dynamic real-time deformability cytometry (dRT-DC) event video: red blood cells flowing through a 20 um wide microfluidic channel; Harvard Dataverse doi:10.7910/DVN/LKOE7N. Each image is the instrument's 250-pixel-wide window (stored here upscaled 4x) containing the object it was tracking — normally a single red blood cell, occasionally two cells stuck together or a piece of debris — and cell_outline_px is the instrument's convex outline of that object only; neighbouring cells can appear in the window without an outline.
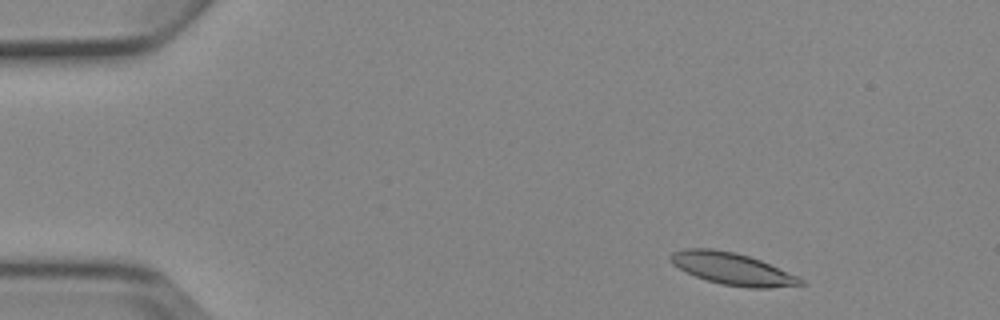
{"species": "Egyptian fruit bat (a non-hibernating species)", "species_latin": "Rousettus aegyptiacus", "temperature_condition": "cold", "stored_images_in_passage": 5, "camera_frame_rate_fps": 3000, "um_per_image_px": 0.085, "animal": {"sex": "female"}, "frame": {"image": 1, "passage_image": 1, "time_ms": 0.0, "image_size_px": [1000, 320], "cell_outline_px": [[808, 284], [768, 288], [748, 288], [720, 284], [696, 276], [672, 264], [668, 256], [672, 252], [688, 248], [712, 248], [732, 252], [748, 256], [760, 260], [800, 276]], "centroid_in_image_um": [62.29, 22.85], "position_along_channel_um": 22.7, "area_um2": 24.28}}
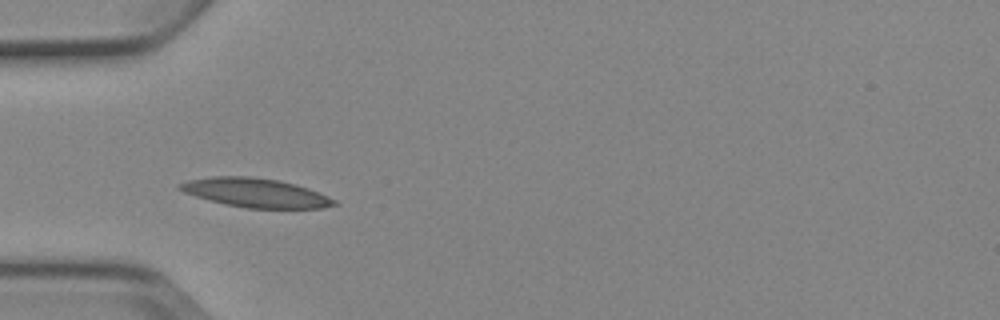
{"frame": {"image": 2, "passage_image": 4, "time_ms": 3.333, "image_size_px": [1000, 320], "cell_outline_px": [[340, 204], [324, 208], [248, 208], [224, 204], [208, 200], [184, 192], [176, 188], [176, 184], [188, 180], [212, 176], [252, 176], [280, 180], [296, 184], [308, 188], [328, 196], [336, 200]], "centroid_in_image_um": [21.72, 16.38], "position_along_channel_um": 63.3, "area_um2": 26.36}}
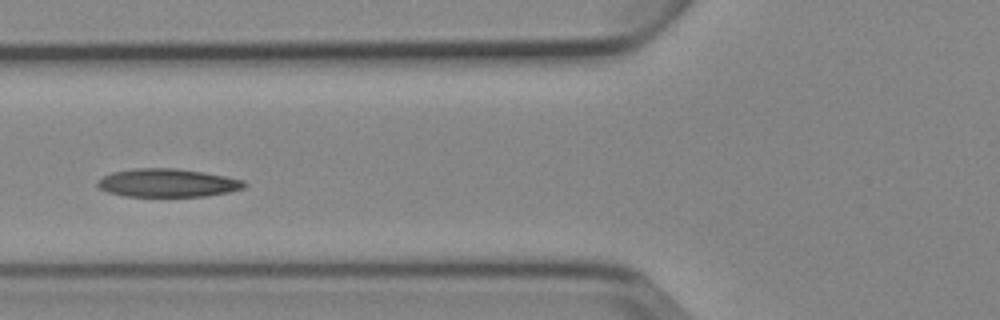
{"frame": {"image": 3, "passage_image": 5, "time_ms": 4.667, "image_size_px": [1000, 320], "cell_outline_px": [[248, 184], [244, 188], [228, 192], [204, 196], [124, 196], [108, 192], [100, 188], [96, 184], [96, 180], [112, 172], [136, 168], [176, 168], [204, 172], [244, 180]], "centroid_in_image_um": [14.24, 15.54], "position_along_channel_um": 111.6, "area_um2": 24.16}}